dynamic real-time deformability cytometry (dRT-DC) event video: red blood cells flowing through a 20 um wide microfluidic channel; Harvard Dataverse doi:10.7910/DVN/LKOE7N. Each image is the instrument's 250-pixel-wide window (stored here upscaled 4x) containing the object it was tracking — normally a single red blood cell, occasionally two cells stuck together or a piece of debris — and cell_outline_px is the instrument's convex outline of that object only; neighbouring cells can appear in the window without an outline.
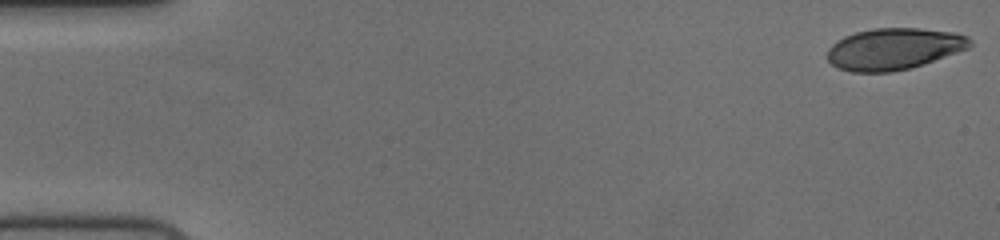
{"species": "human", "species_latin": "Homo sapiens", "temperature_condition": "cold", "stored_images_in_passage": 56, "camera_frame_rate_fps": 3000, "um_per_image_px": 0.085, "donor": {"sex": "female"}, "frame": {"image": 1, "passage_image": 1, "time_ms": 0.0, "image_size_px": [1000, 240], "cell_outline_px": [[972, 44], [968, 48], [912, 68], [892, 72], [852, 72], [840, 68], [832, 64], [828, 60], [828, 48], [836, 40], [844, 36], [856, 32], [872, 28], [920, 28], [956, 32], [968, 36], [972, 40]], "centroid_in_image_um": [75.99, 4.14], "position_along_channel_um": 9.0, "area_um2": 34.68}}
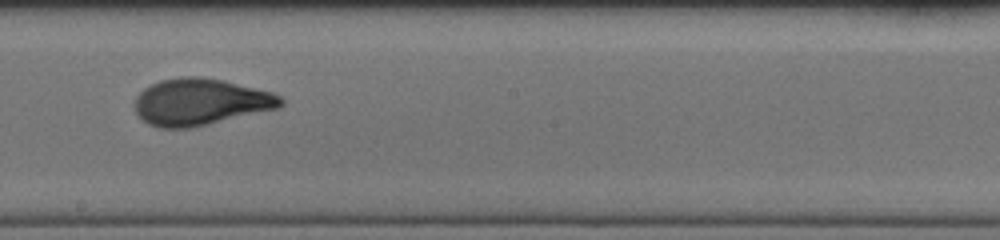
{"frame": {"image": 2, "passage_image": 32, "time_ms": 10.333, "image_size_px": [1000, 240], "cell_outline_px": [[284, 104], [280, 108], [192, 128], [160, 128], [148, 124], [140, 120], [136, 112], [136, 96], [144, 88], [160, 80], [180, 76], [200, 76], [220, 80], [272, 92], [280, 96], [284, 100]], "centroid_in_image_um": [17.03, 8.68], "position_along_channel_um": 231.2, "area_um2": 39.88}}
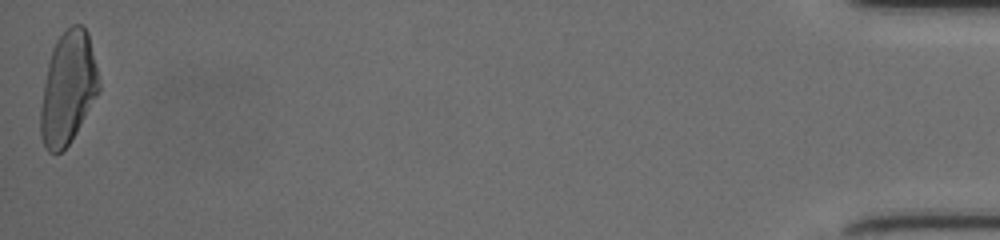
{"frame": {"image": 3, "passage_image": 56, "time_ms": 18.333, "image_size_px": [1000, 240], "cell_outline_px": [[100, 88], [96, 96], [76, 132], [68, 144], [60, 152], [48, 152], [40, 136], [40, 108], [44, 84], [48, 64], [52, 48], [56, 40], [72, 24], [80, 24], [88, 32], [100, 84]], "centroid_in_image_um": [5.76, 7.48], "position_along_channel_um": 429.4, "area_um2": 37.63}, "authors_computed_cell_mechanics": {"area_um2": 37.3677, "velocity_mm_per_s": 3.7187, "shape_relaxation_time_tau1_ms": 4.0697, "shape_relaxation_time_tau2_ms": 0.7844, "deformation_change_tau1": 0.1866, "deformation_change_tau2": 0.0584}}